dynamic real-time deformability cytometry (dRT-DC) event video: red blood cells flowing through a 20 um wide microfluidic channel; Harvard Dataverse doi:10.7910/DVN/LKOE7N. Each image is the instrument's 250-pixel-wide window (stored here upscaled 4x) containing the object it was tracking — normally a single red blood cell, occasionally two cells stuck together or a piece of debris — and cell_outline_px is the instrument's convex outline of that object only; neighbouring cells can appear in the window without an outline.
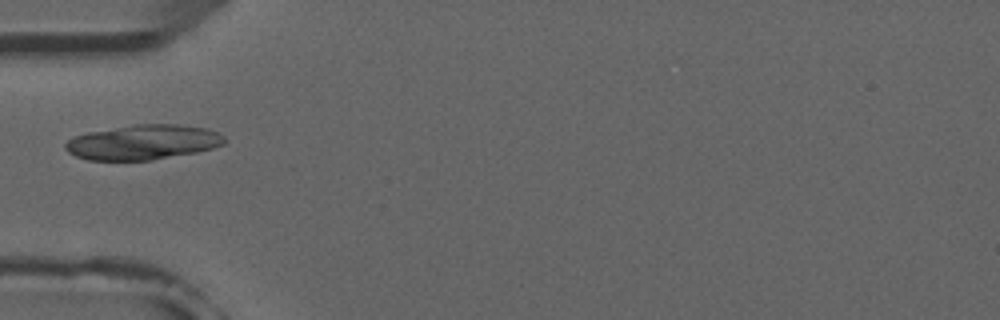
{"species": "common noctule bat (a hibernating species)", "species_latin": "Nyctalus noctula", "temperature_condition": "room temperature", "stored_images_in_passage": 5, "camera_frame_rate_fps": 3000, "um_per_image_px": 0.085, "animal": {"sex": "male", "forearm_length_mm": 52.5}, "frame": {"image": 1, "passage_image": 5, "time_ms": 5.333, "image_size_px": [1000, 320], "cell_outline_px": [[224, 144], [212, 148], [196, 152], [152, 160], [88, 160], [76, 156], [68, 152], [64, 148], [64, 144], [72, 136], [88, 132], [136, 124], [180, 124], [208, 128], [224, 136]], "centroid_in_image_um": [12.14, 12.08], "position_along_channel_um": 72.9, "area_um2": 32.37}}